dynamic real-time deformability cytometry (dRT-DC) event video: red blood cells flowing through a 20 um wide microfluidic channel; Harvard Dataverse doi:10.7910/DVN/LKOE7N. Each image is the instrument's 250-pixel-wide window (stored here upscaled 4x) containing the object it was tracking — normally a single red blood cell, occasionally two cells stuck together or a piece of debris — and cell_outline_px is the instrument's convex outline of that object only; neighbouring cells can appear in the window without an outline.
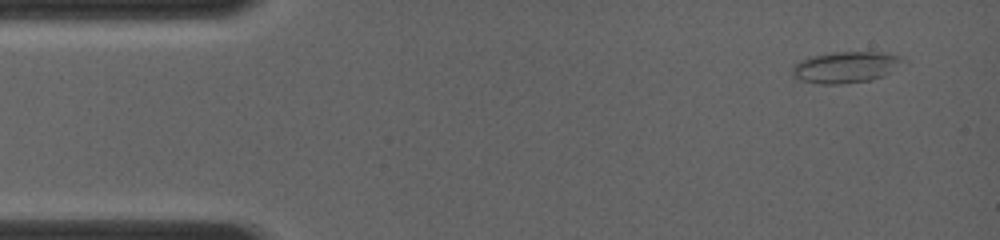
{"species": "common noctule bat (a hibernating species)", "species_latin": "Nyctalus noctula", "temperature_condition": "room temperature", "stored_images_in_passage": 6, "camera_frame_rate_fps": 4000, "um_per_image_px": 0.085, "animal": {"sex": "female", "body_mass_g": 19.0, "forearm_length_mm": 56.7}, "frame": {"image": 1, "passage_image": 1, "time_ms": 0.0, "image_size_px": [1000, 240], "cell_outline_px": [[908, 60], [884, 76], [872, 80], [840, 84], [820, 84], [800, 80], [792, 76], [792, 64], [808, 56], [832, 52], [884, 52], [900, 56]], "centroid_in_image_um": [71.87, 5.7], "position_along_channel_um": 13.1, "area_um2": 20.58}}
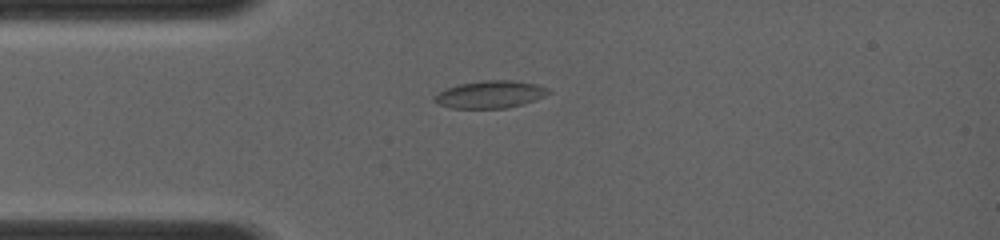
{"frame": {"image": 2, "passage_image": 4, "time_ms": 2.5, "image_size_px": [1000, 240], "cell_outline_px": [[552, 92], [536, 100], [524, 104], [508, 108], [452, 108], [440, 104], [432, 100], [440, 92], [448, 88], [460, 84], [480, 80], [512, 80], [536, 84], [548, 88]], "centroid_in_image_um": [41.73, 8.02], "position_along_channel_um": 43.3, "area_um2": 18.15}}
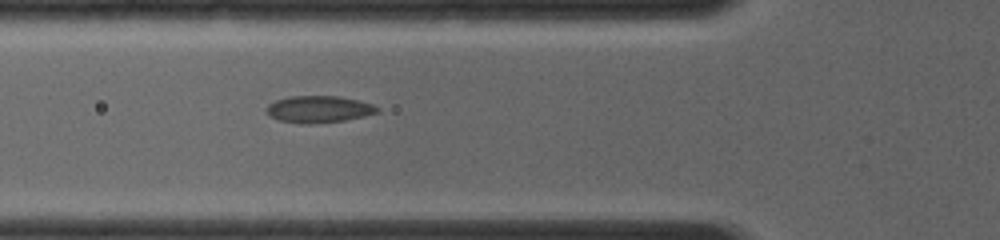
{"frame": {"image": 3, "passage_image": 6, "time_ms": 4.0, "image_size_px": [1000, 240], "cell_outline_px": [[380, 112], [364, 116], [344, 120], [308, 124], [300, 124], [276, 120], [268, 116], [264, 112], [264, 108], [268, 104], [276, 100], [288, 96], [340, 96], [372, 104], [380, 108]], "centroid_in_image_um": [27.02, 9.29], "position_along_channel_um": 98.8, "area_um2": 17.63}}